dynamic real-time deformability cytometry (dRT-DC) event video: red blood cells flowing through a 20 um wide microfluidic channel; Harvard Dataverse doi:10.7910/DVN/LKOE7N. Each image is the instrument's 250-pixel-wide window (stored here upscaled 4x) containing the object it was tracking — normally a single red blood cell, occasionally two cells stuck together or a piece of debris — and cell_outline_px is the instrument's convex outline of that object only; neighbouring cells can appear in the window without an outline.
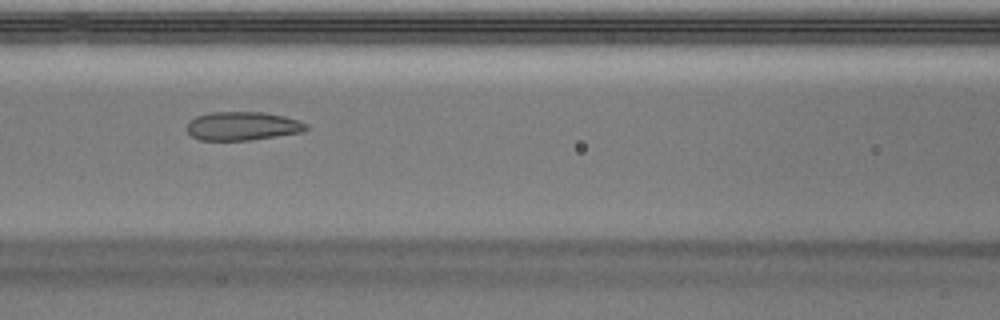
{"species": "Egyptian fruit bat (a non-hibernating species)", "species_latin": "Rousettus aegyptiacus", "temperature_condition": "warm", "stored_images_in_passage": 34, "camera_frame_rate_fps": 3000, "um_per_image_px": 0.085, "animal": {"sex": "male"}, "frame": {"image": 1, "passage_image": 6, "time_ms": 1.667, "image_size_px": [1000, 320], "cell_outline_px": [[308, 128], [304, 132], [248, 140], [200, 140], [192, 136], [188, 132], [188, 120], [196, 116], [212, 112], [264, 112], [284, 116], [300, 120], [308, 124]], "centroid_in_image_um": [20.64, 10.7], "position_along_channel_um": 146.0, "area_um2": 19.94}}
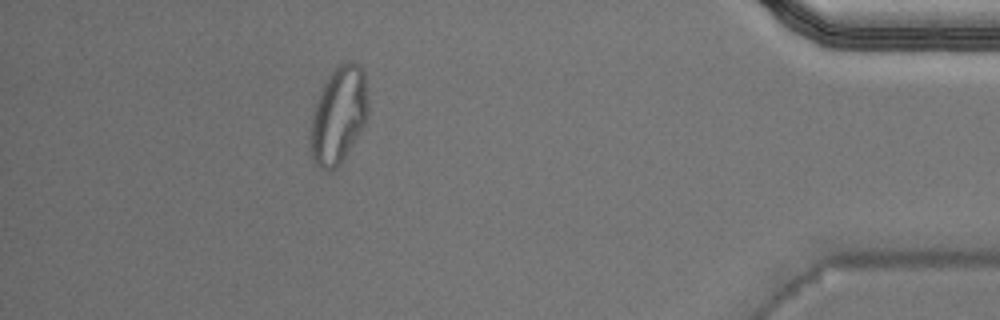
{"frame": {"image": 2, "passage_image": 29, "time_ms": 9.333, "image_size_px": [1000, 320], "cell_outline_px": [[368, 116], [364, 124], [340, 164], [336, 168], [328, 172], [320, 168], [316, 164], [312, 156], [312, 112], [320, 92], [328, 76], [340, 64], [348, 60], [352, 60], [360, 64], [364, 72], [368, 104]], "centroid_in_image_um": [28.8, 9.75], "position_along_channel_um": 406.4, "area_um2": 32.08}}